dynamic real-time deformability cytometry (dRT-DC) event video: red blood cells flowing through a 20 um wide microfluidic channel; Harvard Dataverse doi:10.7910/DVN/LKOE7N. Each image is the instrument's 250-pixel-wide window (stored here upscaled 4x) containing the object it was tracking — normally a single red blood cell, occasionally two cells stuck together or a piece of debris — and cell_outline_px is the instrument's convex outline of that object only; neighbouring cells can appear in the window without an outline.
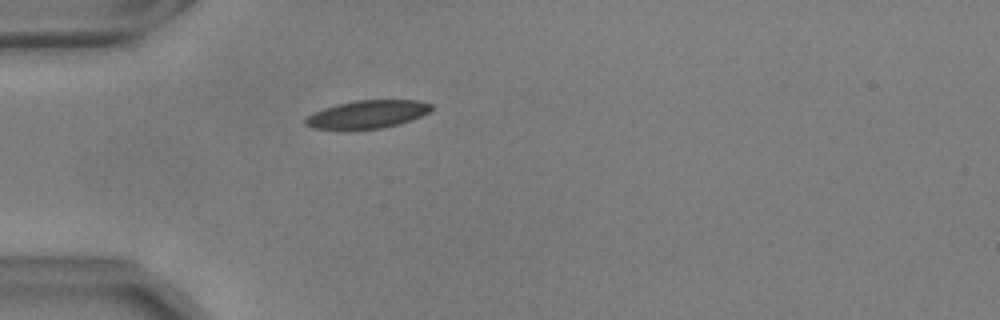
{"species": "common noctule bat (a hibernating species)", "species_latin": "Nyctalus noctula", "temperature_condition": "warm", "stored_images_in_passage": 49, "camera_frame_rate_fps": 3000, "um_per_image_px": 0.085, "animal": {"sex": "male", "body_mass_g": 17.9, "forearm_length_mm": 54.2}, "frame": {"image": 1, "passage_image": 11, "time_ms": 3.333, "image_size_px": [1000, 320], "cell_outline_px": [[432, 108], [428, 112], [412, 120], [400, 124], [384, 128], [348, 132], [340, 132], [312, 128], [304, 124], [304, 120], [312, 112], [336, 104], [356, 100], [416, 100], [432, 104]], "centroid_in_image_um": [31.14, 9.77], "position_along_channel_um": 53.9, "area_um2": 21.44}}
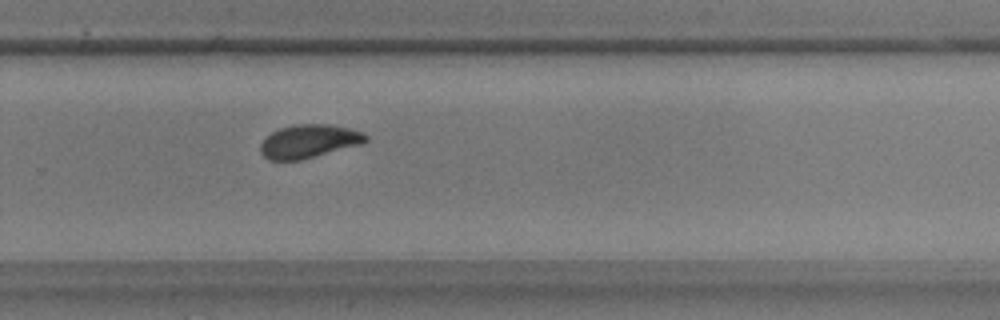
{"frame": {"image": 2, "passage_image": 32, "time_ms": 10.333, "image_size_px": [1000, 320], "cell_outline_px": [[368, 140], [364, 144], [300, 160], [268, 160], [260, 152], [260, 144], [272, 132], [280, 128], [296, 124], [328, 124], [348, 128], [364, 132], [368, 136]], "centroid_in_image_um": [26.3, 12.01], "position_along_channel_um": 303.5, "area_um2": 20.58}}
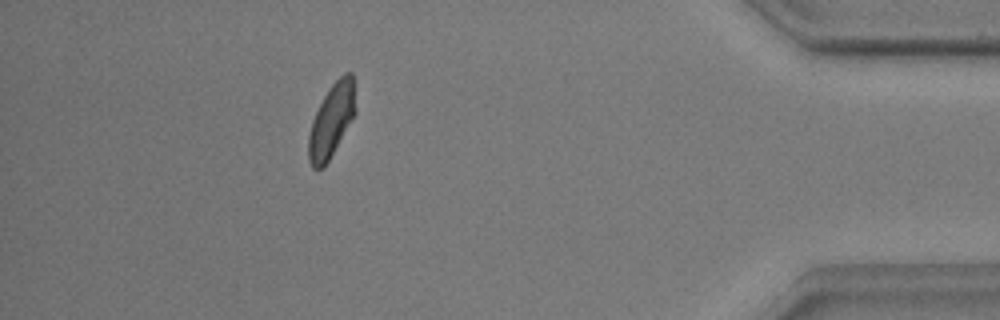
{"frame": {"image": 3, "passage_image": 44, "time_ms": 14.333, "image_size_px": [1000, 320], "cell_outline_px": [[356, 112], [324, 168], [312, 168], [308, 160], [308, 136], [312, 120], [328, 88], [344, 72], [352, 72], [356, 108]], "centroid_in_image_um": [28.17, 10.24], "position_along_channel_um": 407.0, "area_um2": 19.94}, "authors_computed_cell_mechanics": {"area_um2": 20.519, "velocity_mm_per_s": 3.708, "shape_relaxation_time_tau1_ms": 7.0133, "shape_relaxation_time_tau2_ms": 1.6857, "deformation_change_tau1": 0.168, "deformation_change_tau2": 0.0657}}